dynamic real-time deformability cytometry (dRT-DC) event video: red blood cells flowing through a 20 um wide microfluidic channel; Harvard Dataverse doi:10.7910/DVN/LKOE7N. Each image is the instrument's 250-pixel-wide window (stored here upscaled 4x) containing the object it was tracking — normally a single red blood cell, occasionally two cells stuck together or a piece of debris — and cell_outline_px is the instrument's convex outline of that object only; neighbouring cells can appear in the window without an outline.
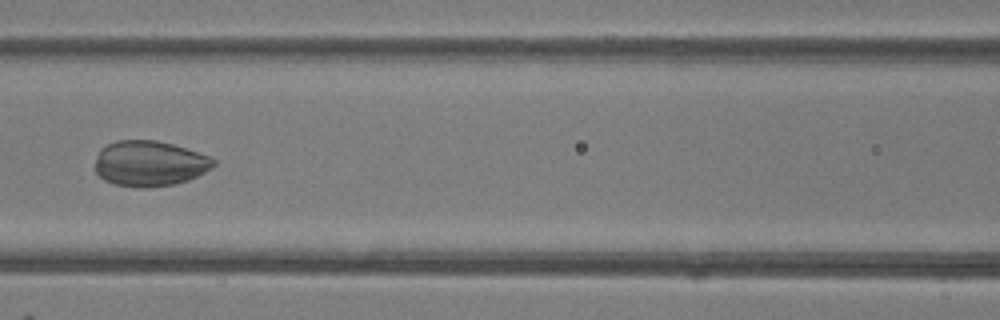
{"species": "common noctule bat (a hibernating species)", "species_latin": "Nyctalus noctula", "temperature_condition": "room temperature", "stored_images_in_passage": 7, "camera_frame_rate_fps": 3000, "um_per_image_px": 0.085, "animal": {"sex": "female"}, "frame": {"image": 1, "passage_image": 7, "time_ms": 7.0, "image_size_px": [1000, 320], "cell_outline_px": [[216, 164], [204, 172], [188, 180], [176, 184], [148, 188], [140, 188], [116, 184], [104, 180], [96, 172], [96, 156], [100, 148], [116, 140], [156, 140], [172, 144], [208, 156], [216, 160]], "centroid_in_image_um": [12.69, 13.9], "position_along_channel_um": 153.9, "area_um2": 31.33}}